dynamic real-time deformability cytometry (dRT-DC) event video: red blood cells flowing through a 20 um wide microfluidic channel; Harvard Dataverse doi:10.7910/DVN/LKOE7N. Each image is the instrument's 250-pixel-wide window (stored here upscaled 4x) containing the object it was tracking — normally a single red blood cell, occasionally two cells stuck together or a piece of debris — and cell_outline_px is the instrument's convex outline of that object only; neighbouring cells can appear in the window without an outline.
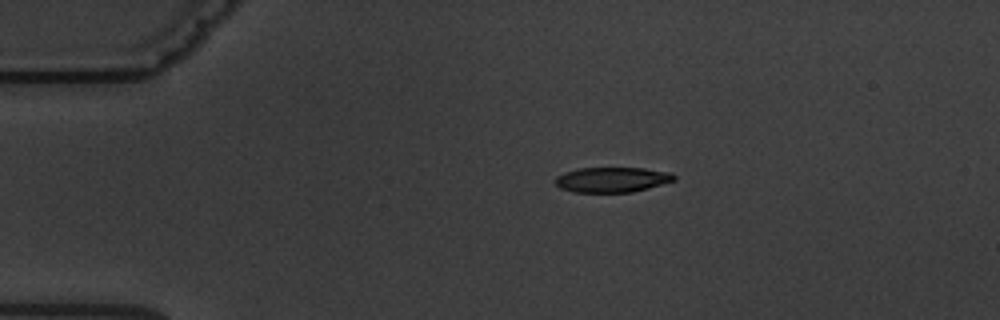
{"species": "common noctule bat (a hibernating species)", "species_latin": "Nyctalus noctula", "temperature_condition": "warm", "stored_images_in_passage": 3, "camera_frame_rate_fps": 3000, "um_per_image_px": 0.085, "animal": {"sex": "male", "body_mass_g": 19.5, "forearm_length_mm": 54.6}, "frame": {"image": 1, "passage_image": 3, "time_ms": 3.333, "image_size_px": [1000, 320], "cell_outline_px": [[676, 180], [648, 188], [632, 192], [572, 192], [560, 188], [556, 184], [556, 176], [564, 172], [580, 168], [644, 168], [672, 172], [676, 176]], "centroid_in_image_um": [52.05, 15.27], "position_along_channel_um": 33.0, "area_um2": 17.46}}